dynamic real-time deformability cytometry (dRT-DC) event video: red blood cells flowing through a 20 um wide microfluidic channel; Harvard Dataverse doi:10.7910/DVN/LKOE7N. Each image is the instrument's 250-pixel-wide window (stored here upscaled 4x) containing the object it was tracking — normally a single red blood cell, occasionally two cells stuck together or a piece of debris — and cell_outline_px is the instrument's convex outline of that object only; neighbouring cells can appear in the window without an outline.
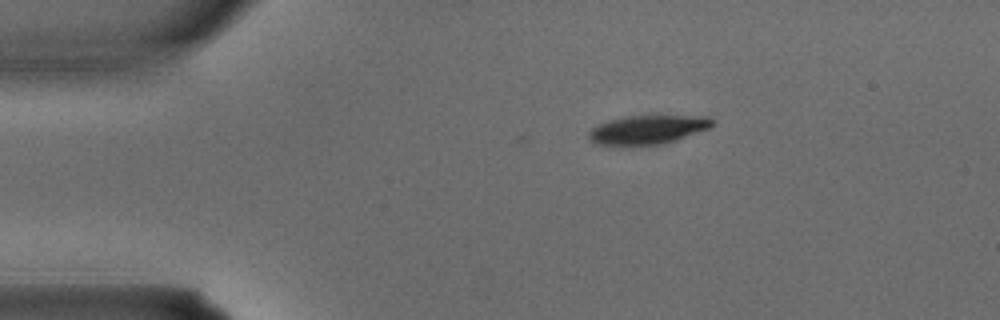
{"species": "common noctule bat (a hibernating species)", "species_latin": "Nyctalus noctula", "temperature_condition": "warm", "stored_images_in_passage": 2, "camera_frame_rate_fps": 3000, "um_per_image_px": 0.085, "animal": {"sex": "male", "body_mass_g": 15.6}, "frame": {"image": 1, "passage_image": 1, "time_ms": 0.0, "image_size_px": [1000, 320], "cell_outline_px": [[716, 124], [708, 128], [676, 140], [664, 144], [632, 148], [624, 148], [596, 144], [588, 136], [588, 132], [596, 124], [608, 120], [628, 116], [712, 116]], "centroid_in_image_um": [55.01, 11.06], "position_along_channel_um": 30.0, "area_um2": 21.62}}